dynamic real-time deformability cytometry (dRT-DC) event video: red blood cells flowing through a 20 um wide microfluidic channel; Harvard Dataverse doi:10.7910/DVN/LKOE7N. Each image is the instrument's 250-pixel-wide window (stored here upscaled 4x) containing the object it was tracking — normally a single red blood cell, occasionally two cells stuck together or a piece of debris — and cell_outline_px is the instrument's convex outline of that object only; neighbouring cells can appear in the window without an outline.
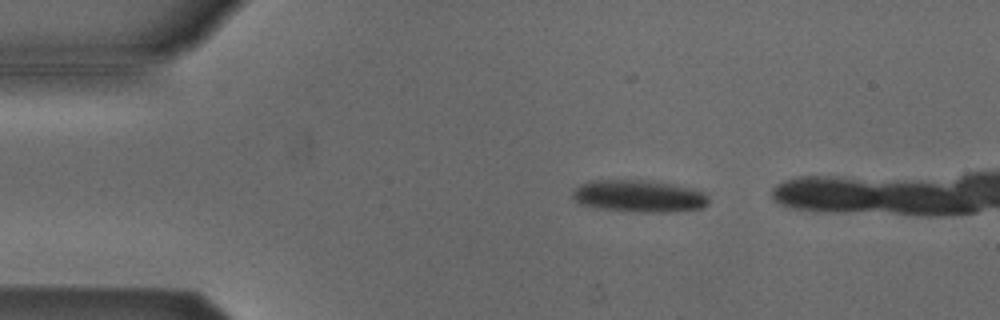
{"species": "Egyptian fruit bat (a non-hibernating species)", "species_latin": "Rousettus aegyptiacus", "temperature_condition": "cold", "stored_images_in_passage": 6, "camera_frame_rate_fps": 3000, "um_per_image_px": 0.085, "animal": {"sex": "male"}, "frame": {"image": 1, "passage_image": 3, "time_ms": 2.333, "image_size_px": [1000, 320], "cell_outline_px": [[708, 204], [700, 208], [668, 212], [640, 212], [600, 208], [580, 204], [572, 196], [572, 188], [588, 180], [644, 180], [668, 184], [688, 188], [704, 192], [708, 196]], "centroid_in_image_um": [54.25, 16.66], "position_along_channel_um": 30.8, "area_um2": 25.26}}